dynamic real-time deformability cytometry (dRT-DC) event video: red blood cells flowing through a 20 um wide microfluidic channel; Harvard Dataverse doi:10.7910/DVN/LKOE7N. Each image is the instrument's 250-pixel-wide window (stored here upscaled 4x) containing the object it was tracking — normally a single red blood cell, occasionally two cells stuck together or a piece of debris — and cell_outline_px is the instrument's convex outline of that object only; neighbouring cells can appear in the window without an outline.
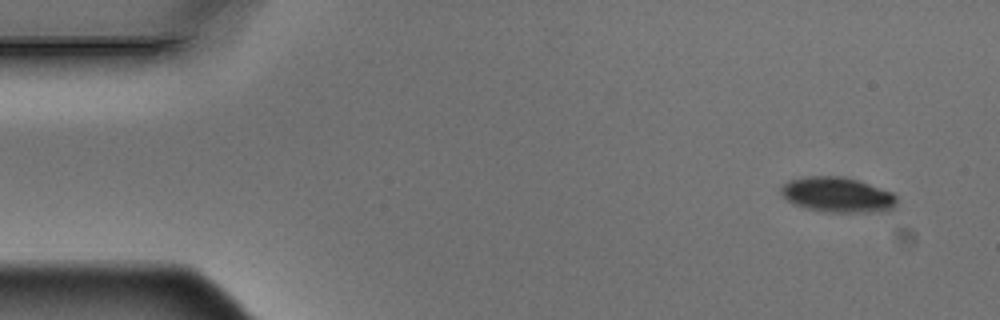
{"species": "Egyptian fruit bat (a non-hibernating species)", "species_latin": "Rousettus aegyptiacus", "temperature_condition": "warm", "stored_images_in_passage": 5, "camera_frame_rate_fps": 3000, "um_per_image_px": 0.085, "animal": {"sex": "male"}, "frame": {"image": 1, "passage_image": 1, "time_ms": 0.0, "image_size_px": [1000, 320], "cell_outline_px": [[896, 208], [888, 212], [820, 212], [804, 208], [792, 204], [780, 192], [780, 188], [788, 180], [804, 176], [844, 176], [860, 180], [892, 192], [896, 196]], "centroid_in_image_um": [71.21, 16.56], "position_along_channel_um": 13.8, "area_um2": 24.33}}
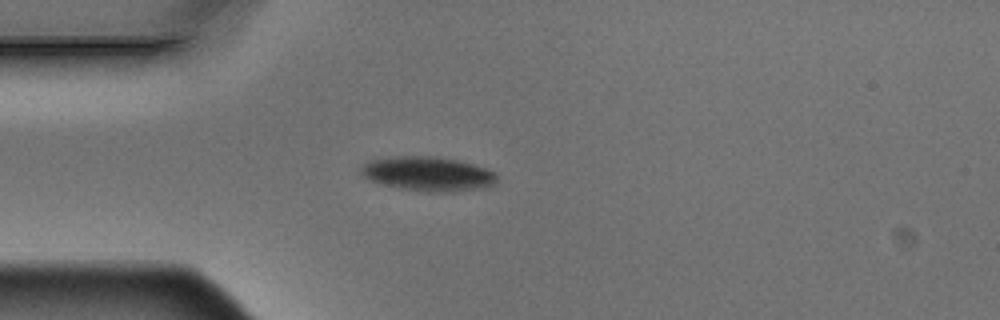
{"frame": {"image": 2, "passage_image": 4, "time_ms": 1.0, "image_size_px": [1000, 320], "cell_outline_px": [[496, 180], [492, 184], [480, 188], [452, 192], [428, 192], [404, 188], [384, 184], [372, 180], [364, 176], [360, 172], [360, 168], [368, 160], [392, 156], [436, 156], [456, 160], [472, 164], [496, 172]], "centroid_in_image_um": [36.36, 14.76], "position_along_channel_um": 48.6, "area_um2": 26.88}}